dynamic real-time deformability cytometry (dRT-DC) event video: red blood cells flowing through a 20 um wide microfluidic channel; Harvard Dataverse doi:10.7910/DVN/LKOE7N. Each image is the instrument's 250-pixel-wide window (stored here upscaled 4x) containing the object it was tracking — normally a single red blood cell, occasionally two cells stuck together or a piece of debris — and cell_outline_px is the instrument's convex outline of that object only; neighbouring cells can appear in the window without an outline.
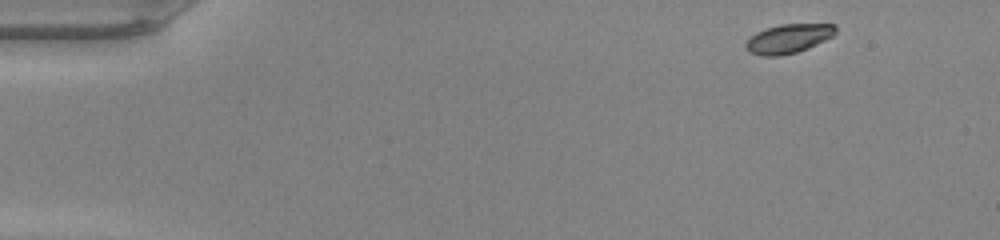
{"species": "common noctule bat (a hibernating species)", "species_latin": "Nyctalus noctula", "temperature_condition": "warm", "stored_images_in_passage": 45, "camera_frame_rate_fps": 3000, "um_per_image_px": 0.085, "animal": {"sex": "male", "body_mass_g": 20.0, "forearm_length_mm": 53.3}, "frame": {"image": 1, "passage_image": 1, "time_ms": 0.0, "image_size_px": [1000, 240], "cell_outline_px": [[836, 32], [832, 36], [808, 48], [796, 52], [780, 56], [760, 56], [748, 52], [744, 48], [744, 44], [756, 32], [764, 28], [780, 24], [836, 24]], "centroid_in_image_um": [66.97, 3.29], "position_along_channel_um": 18.0, "area_um2": 15.32}}
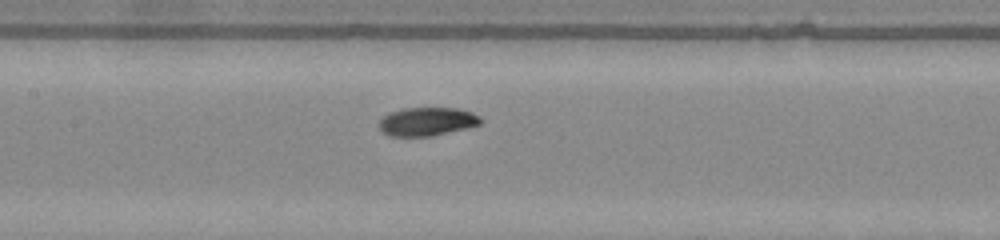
{"frame": {"image": 2, "passage_image": 20, "time_ms": 6.333, "image_size_px": [1000, 240], "cell_outline_px": [[484, 120], [480, 124], [468, 128], [432, 136], [388, 136], [380, 128], [380, 120], [384, 116], [392, 112], [404, 108], [456, 108], [472, 112], [480, 116]], "centroid_in_image_um": [36.35, 10.33], "position_along_channel_um": 171.0, "area_um2": 16.82}}
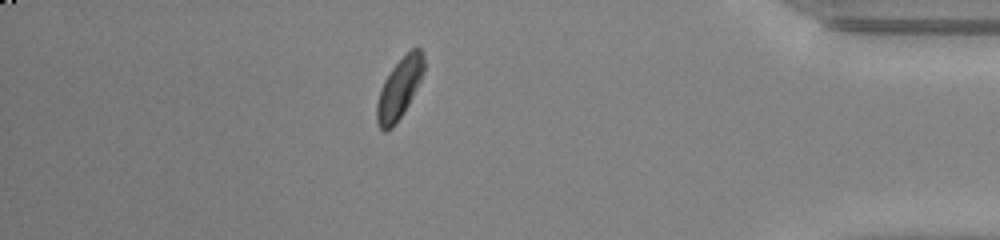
{"frame": {"image": 3, "passage_image": 39, "time_ms": 12.667, "image_size_px": [1000, 240], "cell_outline_px": [[424, 72], [408, 104], [392, 128], [384, 132], [380, 128], [376, 120], [376, 104], [380, 88], [384, 80], [392, 68], [412, 48], [420, 48], [424, 52]], "centroid_in_image_um": [33.93, 7.51], "position_along_channel_um": 401.3, "area_um2": 16.36}, "authors_computed_cell_mechanics": {"area_um2": 16.5886, "velocity_mm_per_s": 4.216, "shape_relaxation_time_tau1_ms": 2.6734, "shape_relaxation_time_tau2_ms": 8.3065, "deformation_change_tau1": 0.1315, "deformation_change_tau2": 0.0941}}